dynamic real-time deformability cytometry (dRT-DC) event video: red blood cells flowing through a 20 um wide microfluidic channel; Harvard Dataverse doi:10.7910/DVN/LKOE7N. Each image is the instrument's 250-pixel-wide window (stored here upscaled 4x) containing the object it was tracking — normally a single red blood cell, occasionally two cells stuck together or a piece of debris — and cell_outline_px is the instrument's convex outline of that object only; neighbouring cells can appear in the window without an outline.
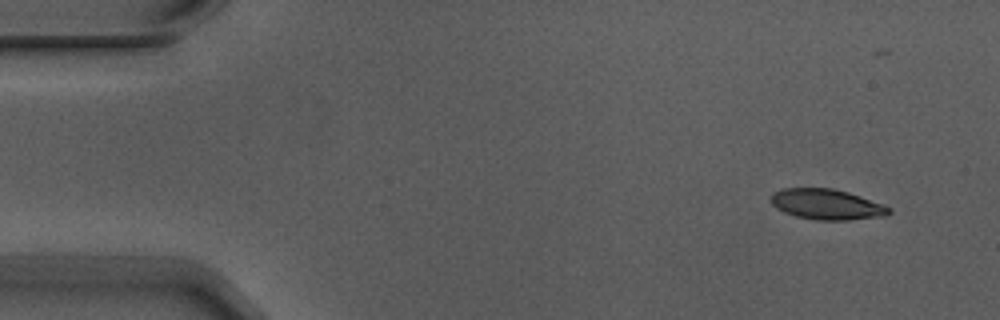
{"species": "Egyptian fruit bat (a non-hibernating species)", "species_latin": "Rousettus aegyptiacus", "temperature_condition": "warm", "stored_images_in_passage": 6, "camera_frame_rate_fps": 3000, "um_per_image_px": 0.085, "animal": {"sex": "male"}, "frame": {"image": 1, "passage_image": 1, "time_ms": 0.0, "image_size_px": [1000, 320], "cell_outline_px": [[892, 212], [888, 216], [848, 220], [816, 220], [796, 216], [784, 212], [776, 208], [772, 204], [772, 196], [776, 192], [784, 188], [832, 188], [848, 192], [884, 204], [892, 208]], "centroid_in_image_um": [70.35, 17.38], "position_along_channel_um": 14.7, "area_um2": 21.04}}
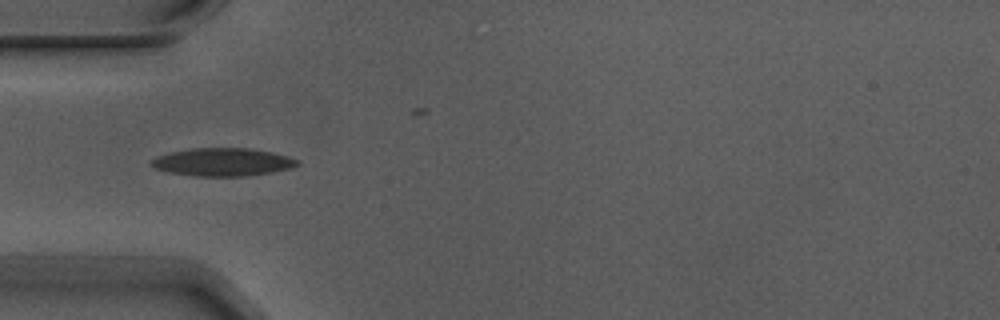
{"frame": {"image": 2, "passage_image": 4, "time_ms": 1.0, "image_size_px": [1000, 320], "cell_outline_px": [[300, 164], [292, 168], [272, 172], [244, 176], [196, 176], [168, 172], [156, 168], [148, 164], [156, 156], [168, 152], [192, 148], [248, 148], [272, 152], [288, 156], [300, 160]], "centroid_in_image_um": [18.93, 13.77], "position_along_channel_um": 66.1, "area_um2": 23.93}}